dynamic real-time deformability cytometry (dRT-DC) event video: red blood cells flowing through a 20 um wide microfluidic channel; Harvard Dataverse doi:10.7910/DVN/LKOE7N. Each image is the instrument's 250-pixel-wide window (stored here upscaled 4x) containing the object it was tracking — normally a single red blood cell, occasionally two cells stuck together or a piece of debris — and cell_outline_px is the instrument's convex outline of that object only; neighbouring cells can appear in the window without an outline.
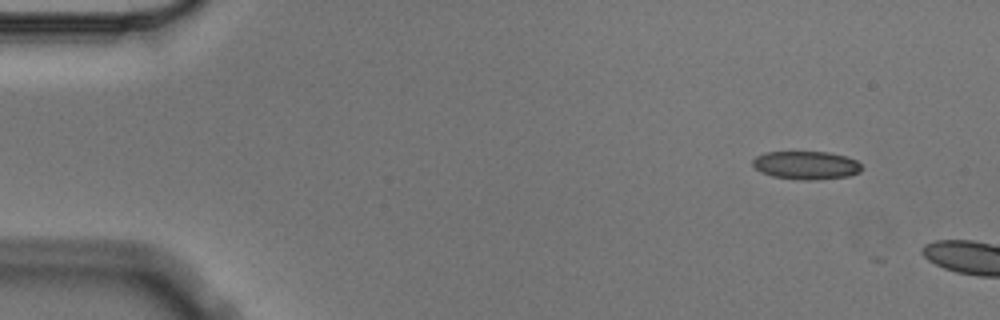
{"species": "Egyptian fruit bat (a non-hibernating species)", "species_latin": "Rousettus aegyptiacus", "temperature_condition": "cold", "stored_images_in_passage": 2, "camera_frame_rate_fps": 3000, "um_per_image_px": 0.085, "animal": {"sex": "male"}, "frame": {"image": 1, "passage_image": 1, "time_ms": 0.0, "image_size_px": [1000, 320], "cell_outline_px": [[864, 168], [860, 172], [848, 176], [812, 180], [800, 180], [772, 176], [760, 172], [752, 164], [752, 160], [756, 156], [764, 152], [828, 152], [844, 156], [856, 160]], "centroid_in_image_um": [68.51, 14.05], "position_along_channel_um": 16.5, "area_um2": 17.98}}